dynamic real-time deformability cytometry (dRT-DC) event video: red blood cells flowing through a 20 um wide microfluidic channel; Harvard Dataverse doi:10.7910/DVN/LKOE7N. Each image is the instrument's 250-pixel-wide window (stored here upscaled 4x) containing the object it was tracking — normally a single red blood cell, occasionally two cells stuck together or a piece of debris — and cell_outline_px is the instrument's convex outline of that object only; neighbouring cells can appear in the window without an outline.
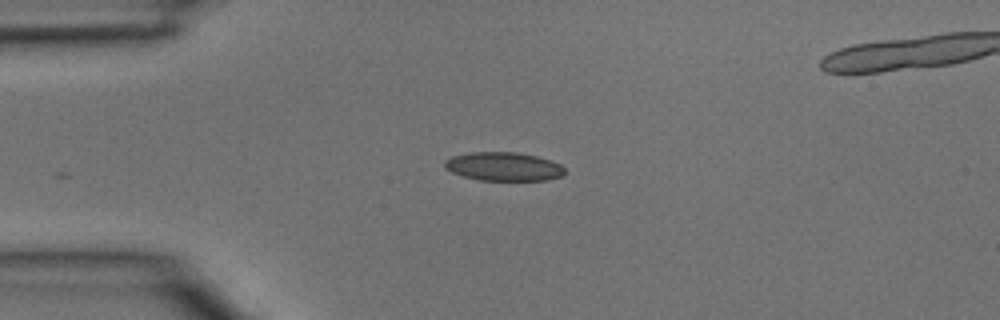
{"species": "common noctule bat (a hibernating species)", "species_latin": "Nyctalus noctula", "temperature_condition": "room temperature", "stored_images_in_passage": 3, "camera_frame_rate_fps": 3000, "um_per_image_px": 0.085, "animal": {"sex": "male", "body_mass_g": 15.6}, "frame": {"image": 1, "passage_image": 2, "time_ms": 0.333, "image_size_px": [1000, 320], "cell_outline_px": [[564, 176], [544, 180], [480, 180], [464, 176], [452, 172], [444, 168], [444, 160], [452, 156], [468, 152], [516, 152], [536, 156], [560, 164], [564, 168]], "centroid_in_image_um": [42.78, 14.15], "position_along_channel_um": 42.2, "area_um2": 20.0}}